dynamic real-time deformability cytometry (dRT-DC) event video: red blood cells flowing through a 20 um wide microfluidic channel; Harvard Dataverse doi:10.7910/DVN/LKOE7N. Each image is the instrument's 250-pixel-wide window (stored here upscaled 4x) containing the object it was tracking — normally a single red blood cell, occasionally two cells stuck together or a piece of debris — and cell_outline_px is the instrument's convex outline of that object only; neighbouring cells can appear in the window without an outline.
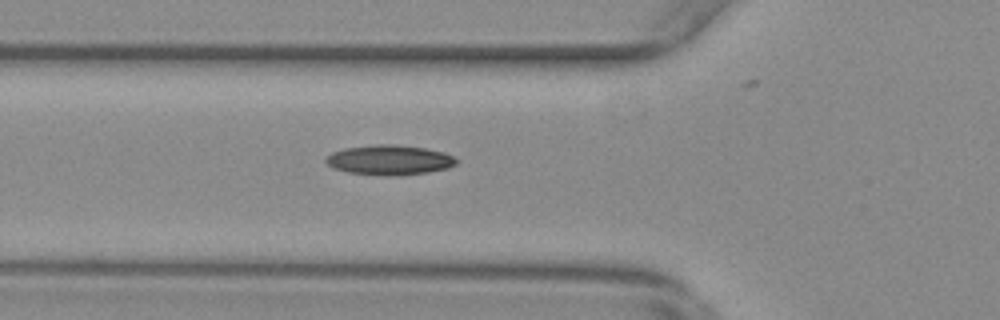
{"species": "common noctule bat (a hibernating species)", "species_latin": "Nyctalus noctula", "temperature_condition": "warm", "stored_images_in_passage": 55, "camera_frame_rate_fps": 3000, "um_per_image_px": 0.085, "animal": {"sex": "female", "body_mass_g": 29.2, "forearm_length_mm": 56.3}, "frame": {"image": 1, "passage_image": 19, "time_ms": 6.0, "image_size_px": [1000, 320], "cell_outline_px": [[456, 164], [448, 168], [428, 172], [388, 176], [348, 172], [336, 168], [328, 164], [324, 160], [332, 152], [344, 148], [376, 144], [392, 144], [424, 148], [444, 152], [452, 156], [456, 160]], "centroid_in_image_um": [33.1, 13.59], "position_along_channel_um": 92.7, "area_um2": 22.43}}
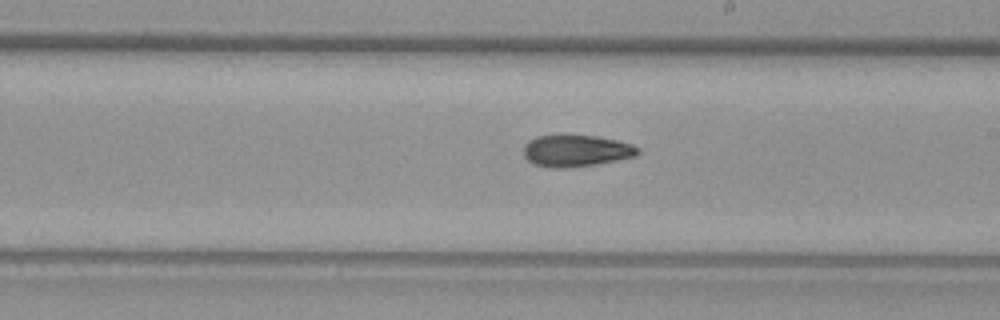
{"frame": {"image": 2, "passage_image": 31, "time_ms": 10.0, "image_size_px": [1000, 320], "cell_outline_px": [[640, 152], [636, 156], [596, 164], [564, 168], [552, 168], [532, 164], [524, 156], [524, 144], [528, 140], [536, 136], [596, 136], [616, 140], [632, 144], [640, 148]], "centroid_in_image_um": [48.96, 12.82], "position_along_channel_um": 240.0, "area_um2": 21.04}}
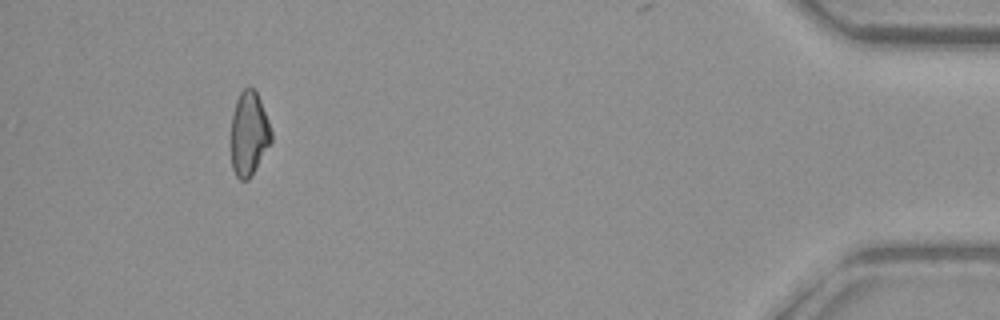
{"frame": {"image": 3, "passage_image": 51, "time_ms": 16.667, "image_size_px": [1000, 320], "cell_outline_px": [[272, 140], [252, 176], [248, 180], [240, 180], [236, 176], [232, 168], [232, 112], [236, 100], [240, 92], [244, 88], [252, 88], [256, 92], [260, 100], [268, 120], [272, 132]], "centroid_in_image_um": [21.16, 11.38], "position_along_channel_um": 414.0, "area_um2": 19.59}, "authors_computed_cell_mechanics": {"area_um2": 20.7502, "velocity_mm_per_s": 3.675, "shape_relaxation_time_tau1_ms": null, "shape_relaxation_time_tau2_ms": 5.7, "deformation_change_tau1": null, "deformation_change_tau2": 0.1291}}